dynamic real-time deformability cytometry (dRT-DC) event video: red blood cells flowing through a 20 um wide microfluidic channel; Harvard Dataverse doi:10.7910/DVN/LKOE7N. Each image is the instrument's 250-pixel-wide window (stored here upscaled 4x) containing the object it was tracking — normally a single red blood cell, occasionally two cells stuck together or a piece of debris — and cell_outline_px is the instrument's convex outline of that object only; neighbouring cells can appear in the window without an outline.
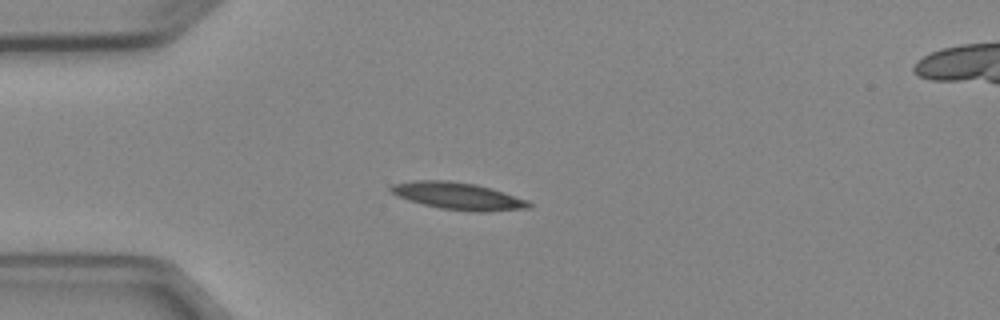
{"species": "Egyptian fruit bat (a non-hibernating species)", "species_latin": "Rousettus aegyptiacus", "temperature_condition": "cold", "stored_images_in_passage": 4, "camera_frame_rate_fps": 3000, "um_per_image_px": 0.085, "animal": {"sex": "female"}, "frame": {"image": 1, "passage_image": 3, "time_ms": 2.667, "image_size_px": [1000, 320], "cell_outline_px": [[532, 208], [488, 212], [480, 212], [440, 208], [408, 200], [388, 192], [388, 188], [392, 184], [412, 180], [448, 180], [476, 184], [492, 188], [528, 200], [532, 204]], "centroid_in_image_um": [38.94, 16.65], "position_along_channel_um": 46.1, "area_um2": 22.08}}